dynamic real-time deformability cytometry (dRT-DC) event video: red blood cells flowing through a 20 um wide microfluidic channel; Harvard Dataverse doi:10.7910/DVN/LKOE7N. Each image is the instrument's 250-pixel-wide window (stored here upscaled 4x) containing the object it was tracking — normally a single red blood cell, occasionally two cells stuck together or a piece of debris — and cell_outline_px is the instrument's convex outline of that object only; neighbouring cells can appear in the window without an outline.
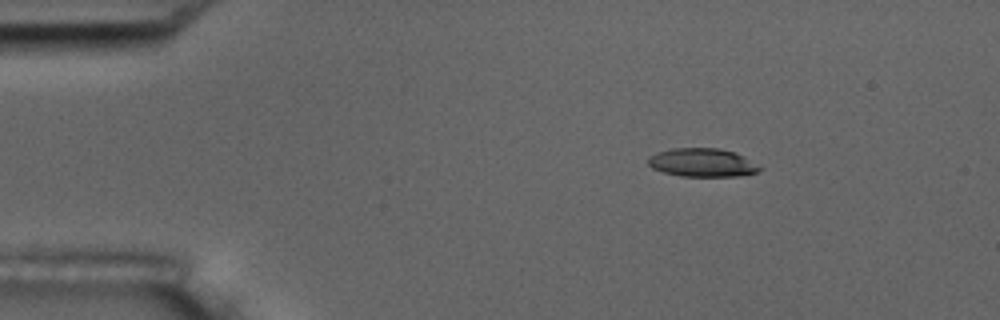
{"species": "common noctule bat (a hibernating species)", "species_latin": "Nyctalus noctula", "temperature_condition": "room temperature", "stored_images_in_passage": 5, "camera_frame_rate_fps": 3000, "um_per_image_px": 0.085, "animal": {"sex": "male", "body_mass_g": 17.5, "forearm_length_mm": 52.3}, "frame": {"image": 1, "passage_image": 2, "time_ms": 1.0, "image_size_px": [1000, 320], "cell_outline_px": [[764, 168], [760, 172], [736, 176], [680, 176], [664, 172], [652, 168], [648, 164], [648, 156], [656, 152], [672, 148], [720, 148], [736, 152], [744, 156]], "centroid_in_image_um": [59.72, 13.81], "position_along_channel_um": 25.3, "area_um2": 18.73}}
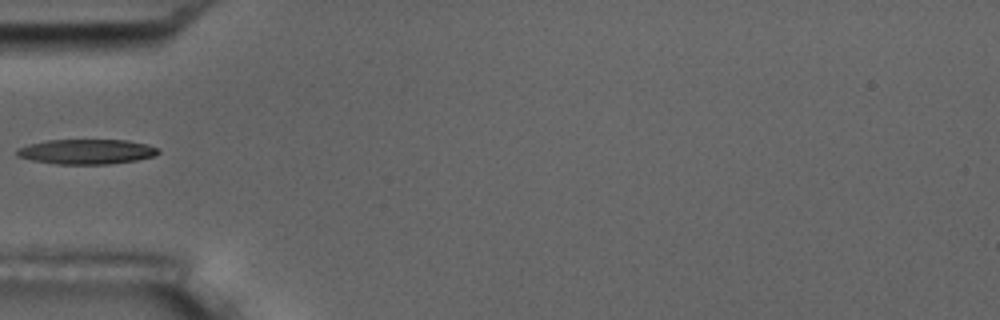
{"frame": {"image": 2, "passage_image": 4, "time_ms": 4.333, "image_size_px": [1000, 320], "cell_outline_px": [[160, 152], [156, 156], [136, 160], [108, 164], [56, 164], [32, 160], [16, 156], [16, 148], [28, 144], [48, 140], [128, 140], [148, 144], [160, 148]], "centroid_in_image_um": [7.38, 12.89], "position_along_channel_um": 77.6, "area_um2": 20.75}}